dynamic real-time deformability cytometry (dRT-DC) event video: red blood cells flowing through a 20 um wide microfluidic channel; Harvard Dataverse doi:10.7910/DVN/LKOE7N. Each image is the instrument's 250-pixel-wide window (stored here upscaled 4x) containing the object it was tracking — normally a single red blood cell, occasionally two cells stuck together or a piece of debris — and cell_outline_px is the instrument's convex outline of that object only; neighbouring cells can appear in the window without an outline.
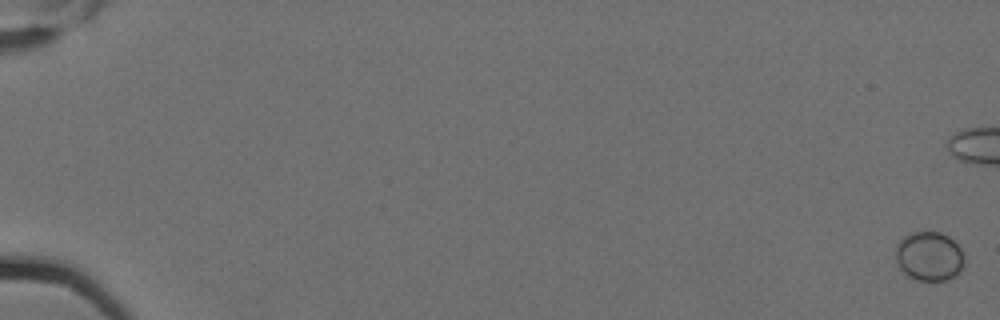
{"species": "Egyptian fruit bat (a non-hibernating species)", "species_latin": "Rousettus aegyptiacus", "temperature_condition": "cold", "stored_images_in_passage": 5, "camera_frame_rate_fps": 3000, "um_per_image_px": 0.085, "animal": {"sex": "female"}, "frame": {"image": 1, "passage_image": 1, "time_ms": 0.0, "image_size_px": [1000, 320], "cell_outline_px": [[964, 268], [956, 276], [948, 280], [916, 280], [908, 276], [900, 268], [896, 260], [896, 244], [904, 236], [912, 232], [940, 232], [948, 236], [964, 252]], "centroid_in_image_um": [79.0, 21.79], "position_along_channel_um": 6.0, "area_um2": 19.88}}